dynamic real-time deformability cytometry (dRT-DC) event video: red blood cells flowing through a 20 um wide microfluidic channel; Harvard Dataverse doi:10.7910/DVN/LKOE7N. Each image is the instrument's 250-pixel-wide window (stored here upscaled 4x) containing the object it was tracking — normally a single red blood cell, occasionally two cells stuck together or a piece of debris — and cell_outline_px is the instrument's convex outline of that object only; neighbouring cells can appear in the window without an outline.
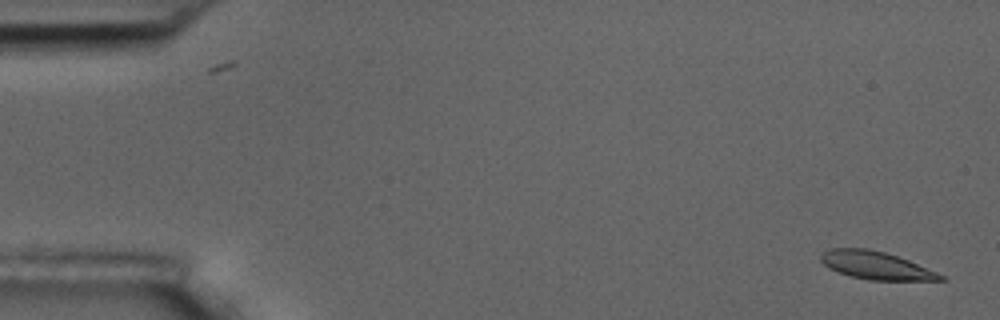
{"species": "common noctule bat (a hibernating species)", "species_latin": "Nyctalus noctula", "temperature_condition": "room temperature", "stored_images_in_passage": 55, "camera_frame_rate_fps": 3000, "um_per_image_px": 0.085, "animal": {"sex": "male", "body_mass_g": 17.5, "forearm_length_mm": 52.3}, "frame": {"image": 1, "passage_image": 1, "time_ms": 0.0, "image_size_px": [1000, 320], "cell_outline_px": [[948, 280], [868, 280], [852, 276], [828, 268], [820, 260], [820, 252], [832, 248], [868, 248], [884, 252], [908, 260], [936, 272], [944, 276]], "centroid_in_image_um": [74.42, 22.55], "position_along_channel_um": 10.6, "area_um2": 19.25}}
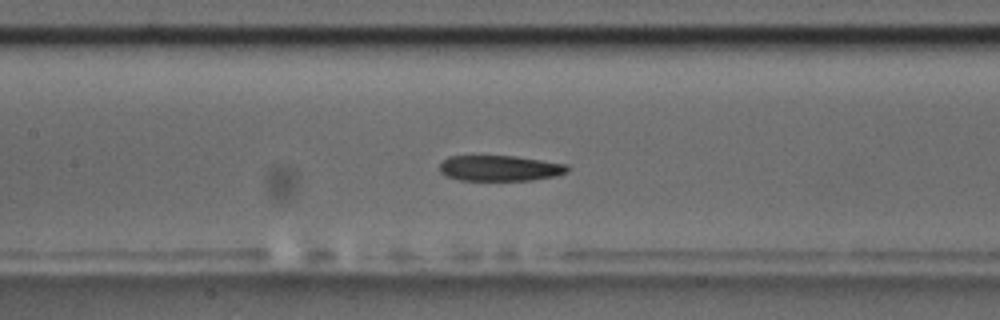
{"frame": {"image": 2, "passage_image": 25, "time_ms": 8.0, "image_size_px": [1000, 320], "cell_outline_px": [[568, 172], [556, 176], [532, 180], [460, 180], [444, 176], [440, 172], [440, 164], [448, 156], [516, 156], [568, 164]], "centroid_in_image_um": [42.49, 14.3], "position_along_channel_um": 164.9, "area_um2": 19.19}}
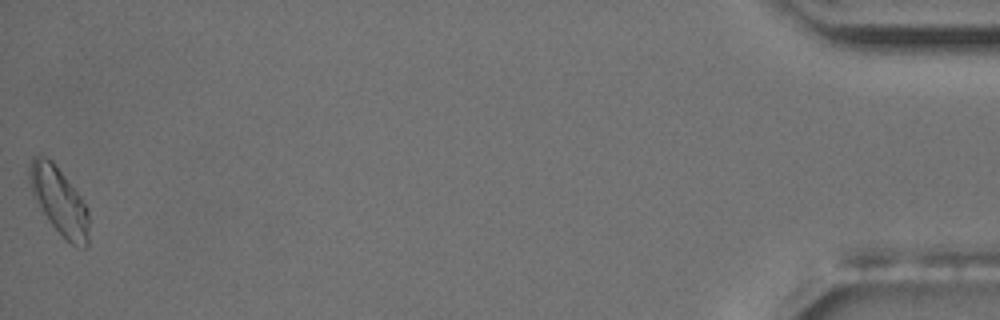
{"frame": {"image": 3, "passage_image": 55, "time_ms": 18.0, "image_size_px": [1000, 320], "cell_outline_px": [[88, 248], [80, 248], [72, 244], [48, 220], [36, 200], [32, 192], [28, 176], [28, 168], [32, 156], [44, 156], [52, 160], [80, 196], [88, 208]], "centroid_in_image_um": [5.03, 17.05], "position_along_channel_um": 430.2, "area_um2": 22.95}, "authors_computed_cell_mechanics": {"area_um2": 20.23, "velocity_mm_per_s": 3.6061, "shape_relaxation_time_tau1_ms": 9.2226, "shape_relaxation_time_tau2_ms": 5.3868, "deformation_change_tau1": 0.1875, "deformation_change_tau2": 0.1229}}